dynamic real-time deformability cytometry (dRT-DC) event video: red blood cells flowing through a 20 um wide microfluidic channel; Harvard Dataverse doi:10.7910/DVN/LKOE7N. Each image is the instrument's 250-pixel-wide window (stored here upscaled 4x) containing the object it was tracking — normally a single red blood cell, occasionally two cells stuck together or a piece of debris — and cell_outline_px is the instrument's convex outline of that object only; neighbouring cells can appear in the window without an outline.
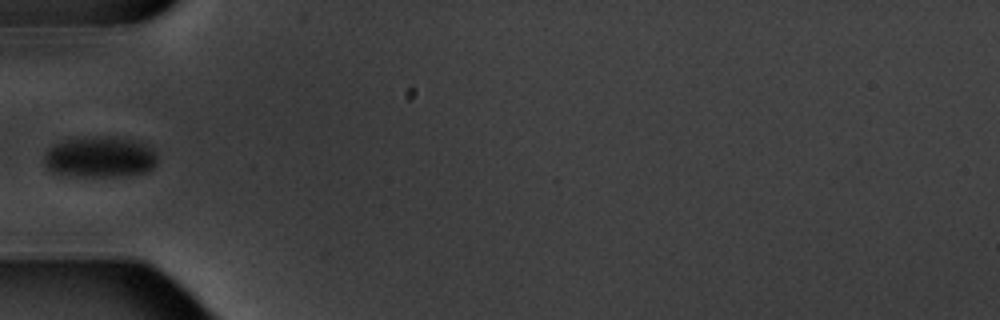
{"species": "common noctule bat (a hibernating species)", "species_latin": "Nyctalus noctula", "temperature_condition": "warm", "stored_images_in_passage": 5, "camera_frame_rate_fps": 3000, "um_per_image_px": 0.085, "animal": {"sex": "male", "body_mass_g": 20.1, "forearm_length_mm": 53.5}, "frame": {"image": 1, "passage_image": 5, "time_ms": 4.667, "image_size_px": [1000, 320], "cell_outline_px": [[156, 164], [148, 172], [124, 176], [76, 176], [52, 172], [44, 164], [44, 152], [48, 148], [56, 144], [68, 140], [100, 136], [132, 140], [152, 148], [156, 156]], "centroid_in_image_um": [8.48, 13.37], "position_along_channel_um": 76.5, "area_um2": 26.7}}